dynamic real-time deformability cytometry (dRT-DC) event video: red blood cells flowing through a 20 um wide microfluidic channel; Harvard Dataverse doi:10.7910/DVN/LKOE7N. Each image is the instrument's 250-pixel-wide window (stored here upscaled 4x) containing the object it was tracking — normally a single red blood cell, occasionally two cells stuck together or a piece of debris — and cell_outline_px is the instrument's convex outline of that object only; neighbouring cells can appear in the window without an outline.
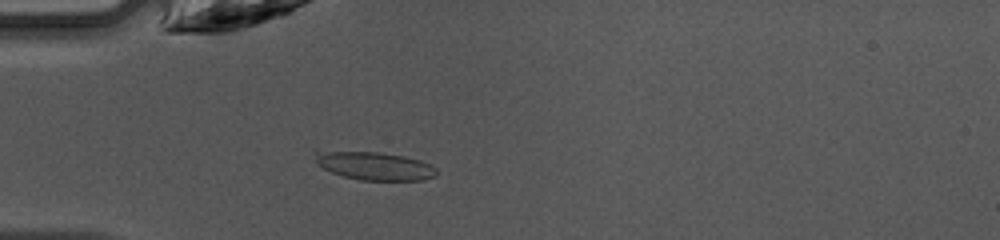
{"species": "common noctule bat (a hibernating species)", "species_latin": "Nyctalus noctula", "temperature_condition": "warm", "stored_images_in_passage": 41, "camera_frame_rate_fps": 3000, "um_per_image_px": 0.085, "animal": {"sex": "female", "body_mass_g": 10.0, "forearm_length_mm": 53.1}, "frame": {"image": 1, "passage_image": 8, "time_ms": 2.333, "image_size_px": [1000, 240], "cell_outline_px": [[436, 176], [424, 180], [360, 180], [344, 176], [332, 172], [324, 168], [316, 160], [316, 148], [380, 152], [404, 156], [420, 160], [436, 168]], "centroid_in_image_um": [31.77, 14.06], "position_along_channel_um": 53.2, "area_um2": 20.35}}
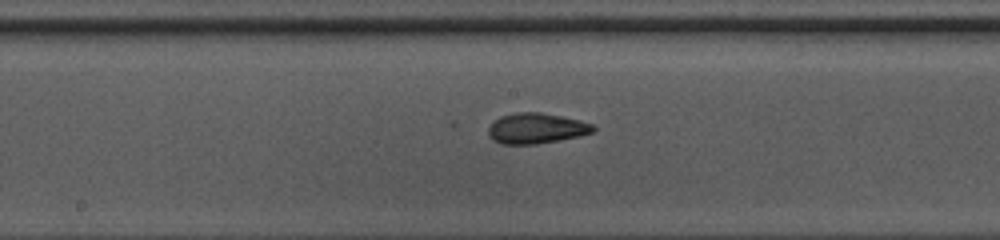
{"frame": {"image": 2, "passage_image": 19, "time_ms": 6.0, "image_size_px": [1000, 240], "cell_outline_px": [[596, 128], [592, 132], [580, 136], [536, 144], [500, 144], [492, 140], [488, 136], [488, 128], [492, 120], [500, 116], [516, 112], [540, 112], [580, 120], [592, 124]], "centroid_in_image_um": [45.53, 10.91], "position_along_channel_um": 202.7, "area_um2": 18.79}}
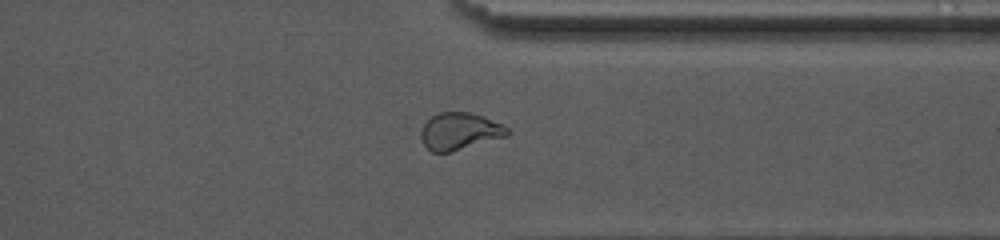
{"frame": {"image": 3, "passage_image": 31, "time_ms": 10.0, "image_size_px": [1000, 240], "cell_outline_px": [[512, 132], [508, 136], [452, 152], [432, 152], [424, 144], [412, 128], [432, 116], [440, 112], [468, 112], [484, 116], [508, 128]], "centroid_in_image_um": [38.96, 11.15], "position_along_channel_um": 372.4, "area_um2": 19.48}, "authors_computed_cell_mechanics": {"area_um2": 18.785, "velocity_mm_per_s": 4.2696, "shape_relaxation_time_tau1_ms": 4.7706, "shape_relaxation_time_tau2_ms": 1.5661, "deformation_change_tau1": 0.1752, "deformation_change_tau2": 0.0789}}